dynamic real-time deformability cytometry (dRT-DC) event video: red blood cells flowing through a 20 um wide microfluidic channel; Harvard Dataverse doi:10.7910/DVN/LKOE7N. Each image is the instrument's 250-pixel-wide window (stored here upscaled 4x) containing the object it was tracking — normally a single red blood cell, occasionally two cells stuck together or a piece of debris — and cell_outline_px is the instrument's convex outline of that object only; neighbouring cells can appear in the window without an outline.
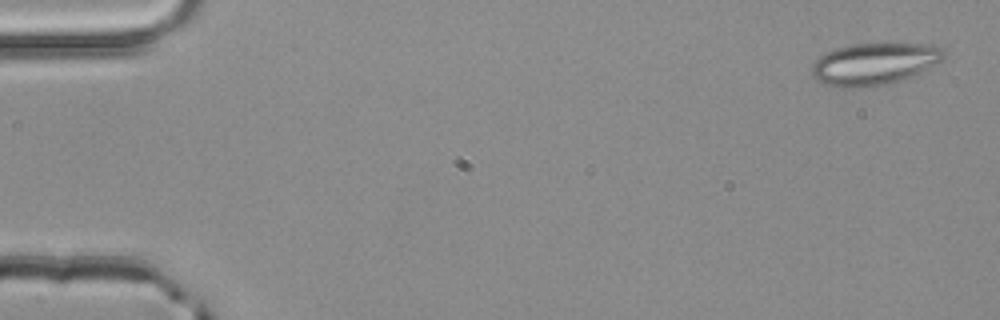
{"species": "common noctule bat (a hibernating species)", "species_latin": "Nyctalus noctula", "temperature_condition": "room temperature", "stored_images_in_passage": 10, "camera_frame_rate_fps": 3000, "um_per_image_px": 0.085, "animal": {"sex": "male", "body_mass_g": 20.4}, "frame": {"image": 1, "passage_image": 2, "time_ms": 0.333, "image_size_px": [1000, 320], "cell_outline_px": [[944, 56], [940, 60], [900, 80], [888, 84], [872, 88], [840, 88], [824, 84], [816, 80], [812, 76], [812, 64], [820, 56], [836, 48], [848, 44], [936, 44], [944, 48]], "centroid_in_image_um": [74.24, 5.44], "position_along_channel_um": 10.8, "area_um2": 32.14}}